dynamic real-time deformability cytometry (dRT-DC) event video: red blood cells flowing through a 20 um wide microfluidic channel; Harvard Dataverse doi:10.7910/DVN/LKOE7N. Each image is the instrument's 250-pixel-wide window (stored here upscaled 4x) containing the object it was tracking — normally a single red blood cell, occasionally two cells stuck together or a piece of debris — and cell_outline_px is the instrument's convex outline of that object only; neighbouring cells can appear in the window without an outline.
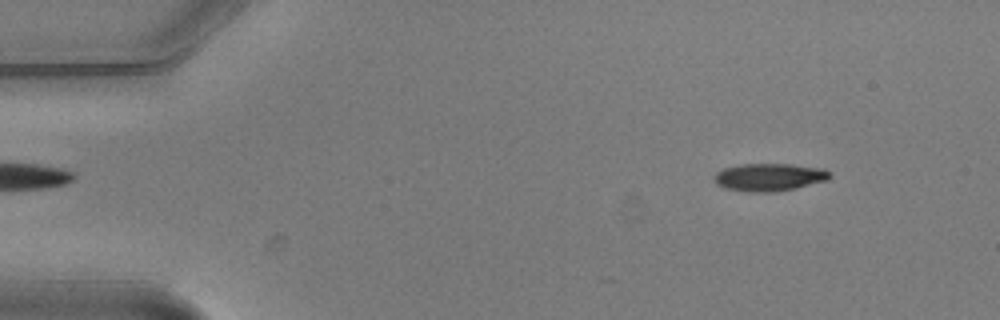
{"species": "common noctule bat (a hibernating species)", "species_latin": "Nyctalus noctula", "temperature_condition": "warm", "stored_images_in_passage": 3, "camera_frame_rate_fps": 3000, "um_per_image_px": 0.085, "animal": {"sex": "male", "body_mass_g": 20.5, "forearm_length_mm": 52.5}, "frame": {"image": 1, "passage_image": 1, "time_ms": 0.0, "image_size_px": [1000, 320], "cell_outline_px": [[832, 176], [828, 180], [796, 188], [776, 192], [748, 192], [724, 188], [716, 184], [712, 180], [712, 176], [716, 172], [724, 168], [740, 164], [788, 164], [824, 168]], "centroid_in_image_um": [65.35, 15.06], "position_along_channel_um": 19.7, "area_um2": 18.9}}
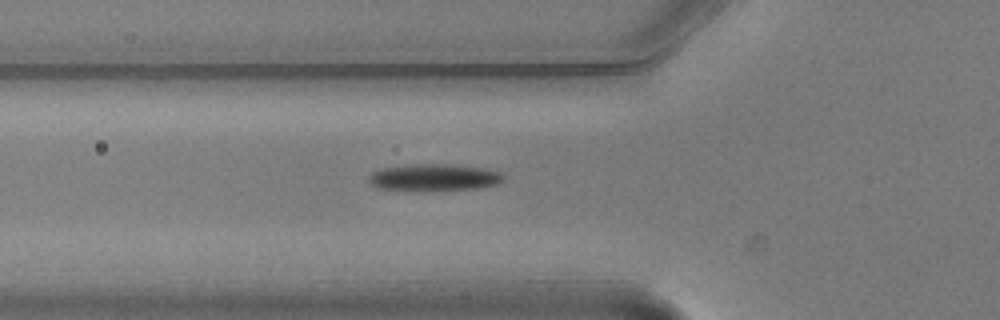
{"frame": {"image": 2, "passage_image": 3, "time_ms": 0.667, "image_size_px": [1000, 320], "cell_outline_px": [[504, 180], [496, 184], [476, 188], [432, 192], [408, 192], [376, 188], [368, 180], [368, 176], [372, 172], [380, 168], [404, 164], [452, 164], [484, 168], [500, 172], [504, 176]], "centroid_in_image_um": [36.81, 15.11], "position_along_channel_um": 89.0, "area_um2": 22.08}}